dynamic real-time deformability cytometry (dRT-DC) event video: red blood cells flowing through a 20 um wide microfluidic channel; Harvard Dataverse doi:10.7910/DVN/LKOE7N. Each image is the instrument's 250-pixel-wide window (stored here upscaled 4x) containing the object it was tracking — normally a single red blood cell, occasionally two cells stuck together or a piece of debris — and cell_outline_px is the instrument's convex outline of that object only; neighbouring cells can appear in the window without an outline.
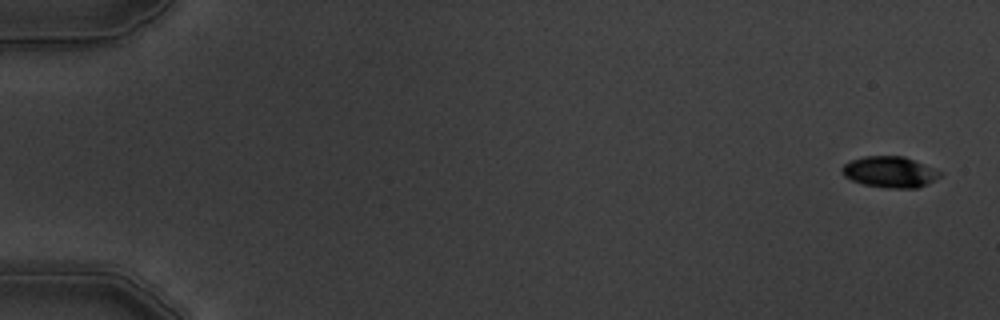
{"species": "common noctule bat (a hibernating species)", "species_latin": "Nyctalus noctula", "temperature_condition": "warm", "stored_images_in_passage": 8, "camera_frame_rate_fps": 3000, "um_per_image_px": 0.085, "animal": {"sex": "male", "body_mass_g": 19.5, "forearm_length_mm": 54.6}, "frame": {"image": 1, "passage_image": 1, "time_ms": 0.0, "image_size_px": [1000, 320], "cell_outline_px": [[944, 172], [940, 176], [928, 184], [916, 188], [892, 188], [864, 184], [852, 180], [844, 176], [840, 172], [840, 168], [844, 164], [852, 160], [864, 156], [904, 156]], "centroid_in_image_um": [75.64, 14.61], "position_along_channel_um": 9.4, "area_um2": 17.74}}
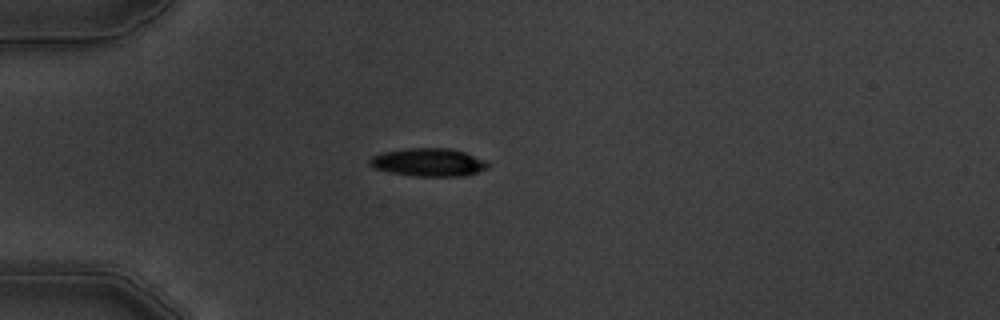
{"frame": {"image": 2, "passage_image": 5, "time_ms": 4.667, "image_size_px": [1000, 320], "cell_outline_px": [[492, 164], [488, 168], [464, 176], [416, 176], [388, 172], [376, 168], [368, 164], [368, 160], [372, 156], [384, 152], [408, 148], [448, 148], [464, 152], [488, 160]], "centroid_in_image_um": [36.47, 13.79], "position_along_channel_um": 48.5, "area_um2": 19.42}}